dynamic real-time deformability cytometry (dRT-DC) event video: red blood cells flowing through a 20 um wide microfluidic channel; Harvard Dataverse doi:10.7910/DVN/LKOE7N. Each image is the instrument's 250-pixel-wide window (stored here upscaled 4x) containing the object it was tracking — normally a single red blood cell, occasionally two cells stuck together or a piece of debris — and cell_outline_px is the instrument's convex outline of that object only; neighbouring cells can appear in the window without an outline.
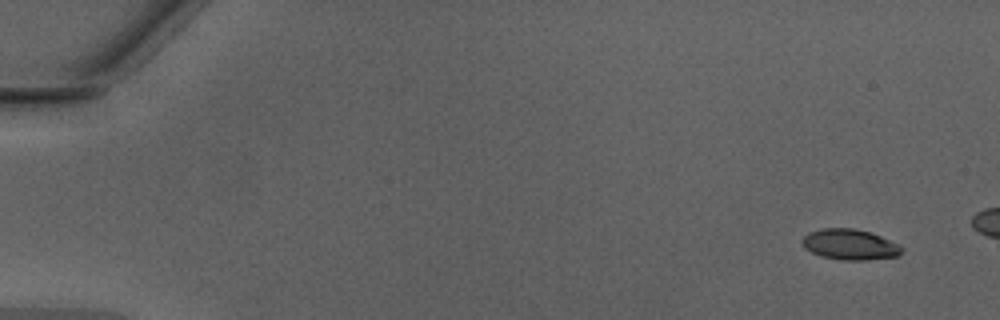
{"species": "Egyptian fruit bat (a non-hibernating species)", "species_latin": "Rousettus aegyptiacus", "temperature_condition": "warm", "stored_images_in_passage": 15, "camera_frame_rate_fps": 3000, "um_per_image_px": 0.085, "animal": {"sex": "male"}, "frame": {"image": 1, "passage_image": 1, "time_ms": 0.0, "image_size_px": [1000, 320], "cell_outline_px": [[904, 252], [900, 256], [864, 260], [840, 260], [820, 256], [804, 248], [800, 240], [808, 232], [824, 228], [852, 228], [868, 232], [880, 236], [900, 244], [904, 248]], "centroid_in_image_um": [72.25, 20.79], "position_along_channel_um": 12.7, "area_um2": 17.98}}